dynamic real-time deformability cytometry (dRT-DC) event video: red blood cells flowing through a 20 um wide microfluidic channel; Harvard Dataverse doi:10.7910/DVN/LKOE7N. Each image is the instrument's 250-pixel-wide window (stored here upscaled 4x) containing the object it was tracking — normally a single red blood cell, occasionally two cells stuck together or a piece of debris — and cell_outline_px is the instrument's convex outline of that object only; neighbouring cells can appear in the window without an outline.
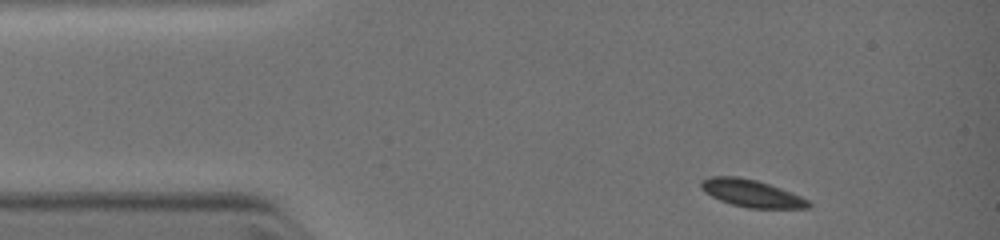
{"species": "common noctule bat (a hibernating species)", "species_latin": "Nyctalus noctula", "temperature_condition": "warm", "stored_images_in_passage": 6, "camera_frame_rate_fps": 3000, "um_per_image_px": 0.085, "animal": {"sex": "female", "body_mass_g": 19.0, "forearm_length_mm": 51.5}, "frame": {"image": 1, "passage_image": 1, "time_ms": 0.0, "image_size_px": [1000, 240], "cell_outline_px": [[812, 204], [808, 208], [748, 208], [732, 204], [720, 200], [704, 192], [700, 188], [700, 180], [712, 176], [736, 176], [756, 180], [792, 192], [808, 200]], "centroid_in_image_um": [63.85, 16.43], "position_along_channel_um": 21.1, "area_um2": 17.05}}
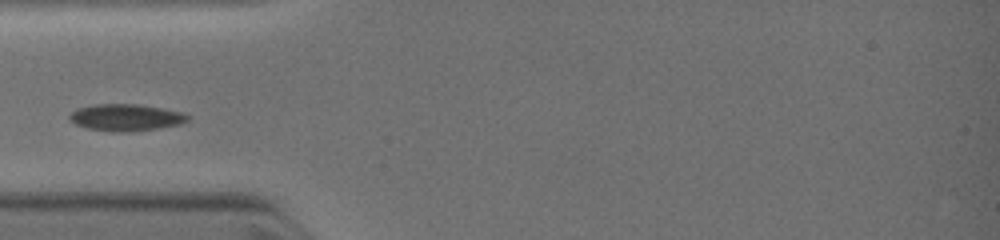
{"frame": {"image": 2, "passage_image": 4, "time_ms": 2.333, "image_size_px": [1000, 240], "cell_outline_px": [[188, 120], [180, 124], [156, 128], [120, 132], [112, 132], [88, 128], [76, 124], [68, 116], [76, 108], [92, 104], [140, 104], [184, 112], [188, 116]], "centroid_in_image_um": [10.69, 9.96], "position_along_channel_um": 74.3, "area_um2": 18.32}}
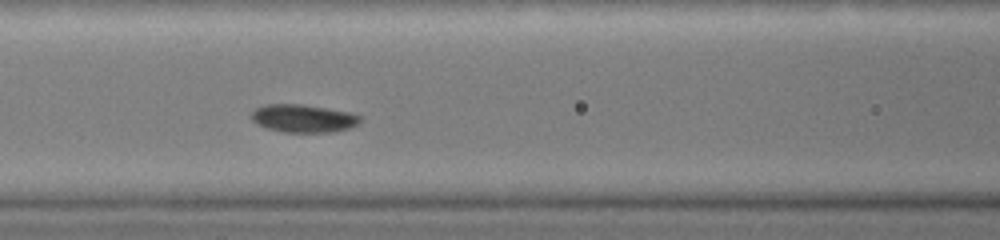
{"frame": {"image": 3, "passage_image": 6, "time_ms": 3.667, "image_size_px": [1000, 240], "cell_outline_px": [[360, 120], [352, 128], [332, 132], [284, 132], [268, 128], [256, 124], [252, 120], [252, 112], [256, 108], [264, 104], [300, 104], [348, 112], [360, 116]], "centroid_in_image_um": [25.76, 10.07], "position_along_channel_um": 140.8, "area_um2": 17.51}}